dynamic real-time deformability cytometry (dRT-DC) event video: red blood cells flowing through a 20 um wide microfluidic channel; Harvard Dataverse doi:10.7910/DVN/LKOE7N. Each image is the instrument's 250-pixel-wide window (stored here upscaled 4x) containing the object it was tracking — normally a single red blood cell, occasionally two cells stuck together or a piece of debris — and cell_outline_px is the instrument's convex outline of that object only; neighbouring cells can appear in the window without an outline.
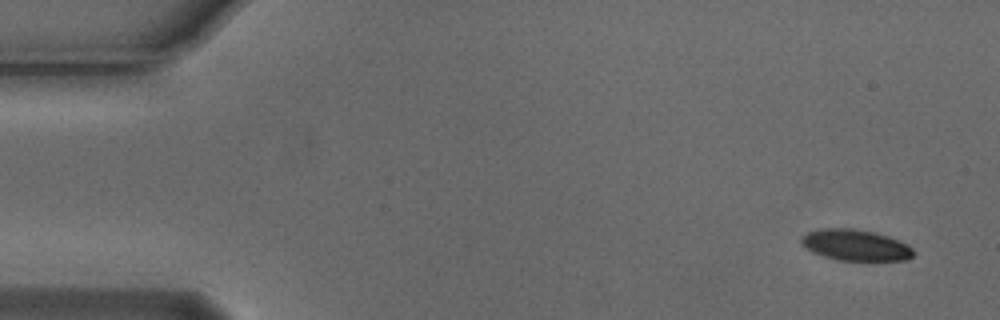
{"species": "Egyptian fruit bat (a non-hibernating species)", "species_latin": "Rousettus aegyptiacus", "temperature_condition": "cold", "stored_images_in_passage": 4, "camera_frame_rate_fps": 3000, "um_per_image_px": 0.085, "animal": {"sex": "male"}, "frame": {"image": 1, "passage_image": 1, "time_ms": 0.0, "image_size_px": [1000, 320], "cell_outline_px": [[916, 252], [908, 260], [836, 260], [812, 252], [804, 248], [800, 244], [800, 236], [808, 232], [820, 228], [852, 228], [876, 232], [888, 236], [908, 244]], "centroid_in_image_um": [72.69, 20.82], "position_along_channel_um": 12.3, "area_um2": 20.63}}
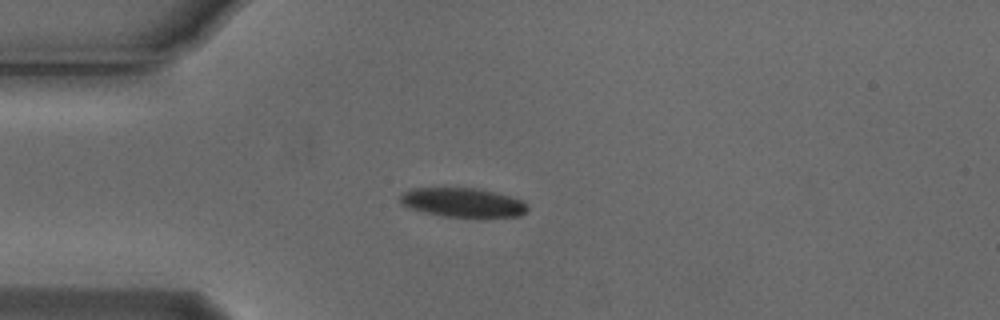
{"frame": {"image": 2, "passage_image": 4, "time_ms": 1.0, "image_size_px": [1000, 320], "cell_outline_px": [[528, 212], [520, 216], [484, 220], [480, 220], [444, 216], [424, 212], [408, 208], [400, 204], [400, 196], [404, 192], [412, 188], [476, 188], [524, 200], [528, 208]], "centroid_in_image_um": [39.4, 17.27], "position_along_channel_um": 45.6, "area_um2": 22.54}}